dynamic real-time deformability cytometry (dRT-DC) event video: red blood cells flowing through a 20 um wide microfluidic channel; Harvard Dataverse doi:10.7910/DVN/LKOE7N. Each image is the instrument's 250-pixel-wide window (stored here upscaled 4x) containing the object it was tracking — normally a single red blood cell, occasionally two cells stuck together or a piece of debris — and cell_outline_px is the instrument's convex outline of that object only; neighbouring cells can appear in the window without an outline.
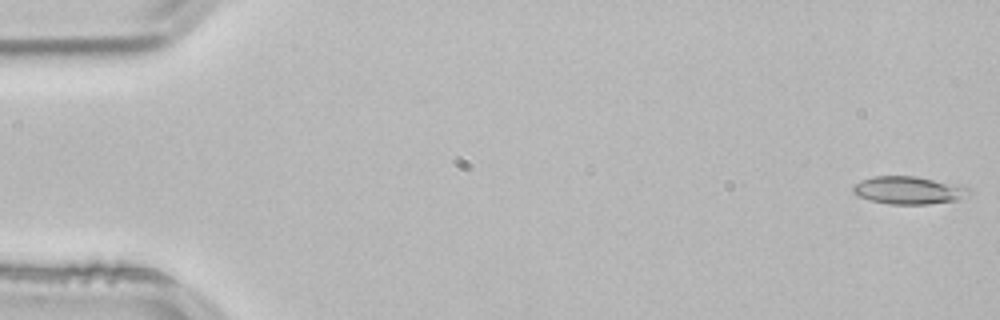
{"species": "common noctule bat (a hibernating species)", "species_latin": "Nyctalus noctula", "temperature_condition": "room temperature", "stored_images_in_passage": 53, "camera_frame_rate_fps": 3000, "um_per_image_px": 0.085, "animal": {"sex": "male", "body_mass_g": 21.5, "forearm_length_mm": 52.0}, "frame": {"image": 1, "passage_image": 1, "time_ms": 0.0, "image_size_px": [1000, 320], "cell_outline_px": [[972, 192], [968, 196], [956, 200], [928, 204], [892, 204], [872, 200], [860, 196], [852, 192], [852, 188], [860, 180], [872, 176], [916, 176], [968, 188]], "centroid_in_image_um": [77.21, 16.17], "position_along_channel_um": 7.8, "area_um2": 18.38}}
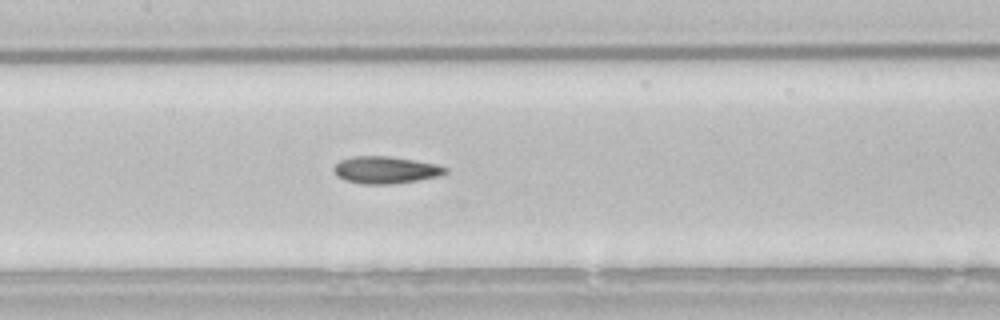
{"frame": {"image": 2, "passage_image": 25, "time_ms": 8.0, "image_size_px": [1000, 320], "cell_outline_px": [[448, 172], [440, 176], [392, 184], [360, 184], [336, 176], [332, 168], [340, 160], [352, 156], [388, 156], [436, 164], [448, 168]], "centroid_in_image_um": [32.76, 14.44], "position_along_channel_um": 174.6, "area_um2": 17.57}}
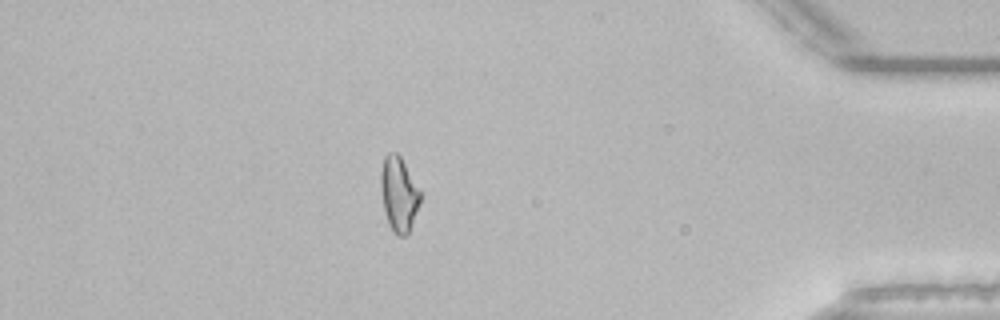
{"frame": {"image": 3, "passage_image": 46, "time_ms": 15.0, "image_size_px": [1000, 320], "cell_outline_px": [[424, 196], [408, 232], [404, 236], [400, 236], [388, 224], [384, 208], [380, 184], [380, 172], [384, 156], [388, 152], [396, 152], [400, 156]], "centroid_in_image_um": [33.92, 16.45], "position_along_channel_um": 401.3, "area_um2": 17.22}, "authors_computed_cell_mechanics": {"area_um2": 17.3978, "velocity_mm_per_s": 3.8505, "shape_relaxation_time_tau1_ms": 7.629, "shape_relaxation_time_tau2_ms": 5.2403, "deformation_change_tau1": 0.1611, "deformation_change_tau2": 0.1297}}